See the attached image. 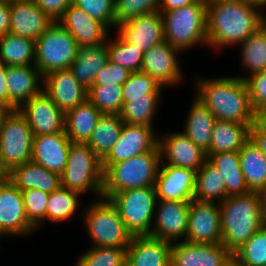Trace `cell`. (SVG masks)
Masks as SVG:
<instances>
[{
  "instance_id": "6da1fadb",
  "label": "cell",
  "mask_w": 266,
  "mask_h": 266,
  "mask_svg": "<svg viewBox=\"0 0 266 266\" xmlns=\"http://www.w3.org/2000/svg\"><path fill=\"white\" fill-rule=\"evenodd\" d=\"M263 17L259 7L241 0H207V46L243 43L262 27Z\"/></svg>"
},
{
  "instance_id": "7a4b0ae2",
  "label": "cell",
  "mask_w": 266,
  "mask_h": 266,
  "mask_svg": "<svg viewBox=\"0 0 266 266\" xmlns=\"http://www.w3.org/2000/svg\"><path fill=\"white\" fill-rule=\"evenodd\" d=\"M196 88L195 97L211 111L216 120L251 126L256 122V112L250 104L246 80L237 76L199 78Z\"/></svg>"
},
{
  "instance_id": "3957f363",
  "label": "cell",
  "mask_w": 266,
  "mask_h": 266,
  "mask_svg": "<svg viewBox=\"0 0 266 266\" xmlns=\"http://www.w3.org/2000/svg\"><path fill=\"white\" fill-rule=\"evenodd\" d=\"M220 222L221 243L233 254L264 226L258 193L228 196L220 203Z\"/></svg>"
},
{
  "instance_id": "277c9868",
  "label": "cell",
  "mask_w": 266,
  "mask_h": 266,
  "mask_svg": "<svg viewBox=\"0 0 266 266\" xmlns=\"http://www.w3.org/2000/svg\"><path fill=\"white\" fill-rule=\"evenodd\" d=\"M161 166L159 146L112 165H102V198L136 188L154 187Z\"/></svg>"
},
{
  "instance_id": "5b68a950",
  "label": "cell",
  "mask_w": 266,
  "mask_h": 266,
  "mask_svg": "<svg viewBox=\"0 0 266 266\" xmlns=\"http://www.w3.org/2000/svg\"><path fill=\"white\" fill-rule=\"evenodd\" d=\"M163 19L164 40L179 51L196 44L207 45V0L172 11H159Z\"/></svg>"
},
{
  "instance_id": "8992f818",
  "label": "cell",
  "mask_w": 266,
  "mask_h": 266,
  "mask_svg": "<svg viewBox=\"0 0 266 266\" xmlns=\"http://www.w3.org/2000/svg\"><path fill=\"white\" fill-rule=\"evenodd\" d=\"M84 226L93 247H128L132 234L126 229L117 208L109 199L95 200L85 210Z\"/></svg>"
},
{
  "instance_id": "52a82bcc",
  "label": "cell",
  "mask_w": 266,
  "mask_h": 266,
  "mask_svg": "<svg viewBox=\"0 0 266 266\" xmlns=\"http://www.w3.org/2000/svg\"><path fill=\"white\" fill-rule=\"evenodd\" d=\"M61 187L80 194L92 191L102 198L103 168L101 159L87 143H72L67 164L60 175Z\"/></svg>"
},
{
  "instance_id": "ba28073f",
  "label": "cell",
  "mask_w": 266,
  "mask_h": 266,
  "mask_svg": "<svg viewBox=\"0 0 266 266\" xmlns=\"http://www.w3.org/2000/svg\"><path fill=\"white\" fill-rule=\"evenodd\" d=\"M79 45L70 32L53 22L35 40V67L44 76L51 72L70 69Z\"/></svg>"
},
{
  "instance_id": "9c48e42d",
  "label": "cell",
  "mask_w": 266,
  "mask_h": 266,
  "mask_svg": "<svg viewBox=\"0 0 266 266\" xmlns=\"http://www.w3.org/2000/svg\"><path fill=\"white\" fill-rule=\"evenodd\" d=\"M109 200L117 208L132 236L151 234L157 201L154 187L122 191L112 195Z\"/></svg>"
},
{
  "instance_id": "30bf717a",
  "label": "cell",
  "mask_w": 266,
  "mask_h": 266,
  "mask_svg": "<svg viewBox=\"0 0 266 266\" xmlns=\"http://www.w3.org/2000/svg\"><path fill=\"white\" fill-rule=\"evenodd\" d=\"M34 133L25 116L18 110H9L0 125V158L10 172L31 161Z\"/></svg>"
},
{
  "instance_id": "8fae6325",
  "label": "cell",
  "mask_w": 266,
  "mask_h": 266,
  "mask_svg": "<svg viewBox=\"0 0 266 266\" xmlns=\"http://www.w3.org/2000/svg\"><path fill=\"white\" fill-rule=\"evenodd\" d=\"M185 241L220 244L222 231L220 204L192 199L189 205L188 228Z\"/></svg>"
},
{
  "instance_id": "7c38bea8",
  "label": "cell",
  "mask_w": 266,
  "mask_h": 266,
  "mask_svg": "<svg viewBox=\"0 0 266 266\" xmlns=\"http://www.w3.org/2000/svg\"><path fill=\"white\" fill-rule=\"evenodd\" d=\"M189 205L187 201L157 199L154 225L149 236L169 243L185 241L188 228ZM183 238V240H182Z\"/></svg>"
},
{
  "instance_id": "4fadbf2b",
  "label": "cell",
  "mask_w": 266,
  "mask_h": 266,
  "mask_svg": "<svg viewBox=\"0 0 266 266\" xmlns=\"http://www.w3.org/2000/svg\"><path fill=\"white\" fill-rule=\"evenodd\" d=\"M25 214L21 190L9 179L0 183V235H28L35 231Z\"/></svg>"
},
{
  "instance_id": "5bb4252c",
  "label": "cell",
  "mask_w": 266,
  "mask_h": 266,
  "mask_svg": "<svg viewBox=\"0 0 266 266\" xmlns=\"http://www.w3.org/2000/svg\"><path fill=\"white\" fill-rule=\"evenodd\" d=\"M18 110L25 116L34 136L65 133V113L44 91Z\"/></svg>"
},
{
  "instance_id": "9a60e30c",
  "label": "cell",
  "mask_w": 266,
  "mask_h": 266,
  "mask_svg": "<svg viewBox=\"0 0 266 266\" xmlns=\"http://www.w3.org/2000/svg\"><path fill=\"white\" fill-rule=\"evenodd\" d=\"M155 135L149 126L124 123L118 141L102 160V165H112L152 151L158 145L159 137Z\"/></svg>"
},
{
  "instance_id": "2e32d148",
  "label": "cell",
  "mask_w": 266,
  "mask_h": 266,
  "mask_svg": "<svg viewBox=\"0 0 266 266\" xmlns=\"http://www.w3.org/2000/svg\"><path fill=\"white\" fill-rule=\"evenodd\" d=\"M161 164L198 171L208 159L206 152L183 132L158 138ZM164 158L167 163L165 164ZM164 162V163H163Z\"/></svg>"
},
{
  "instance_id": "e0dca14e",
  "label": "cell",
  "mask_w": 266,
  "mask_h": 266,
  "mask_svg": "<svg viewBox=\"0 0 266 266\" xmlns=\"http://www.w3.org/2000/svg\"><path fill=\"white\" fill-rule=\"evenodd\" d=\"M179 52L166 41L151 47L144 53L141 72L150 75L162 86L179 84L183 75L177 59Z\"/></svg>"
},
{
  "instance_id": "ac0fdd59",
  "label": "cell",
  "mask_w": 266,
  "mask_h": 266,
  "mask_svg": "<svg viewBox=\"0 0 266 266\" xmlns=\"http://www.w3.org/2000/svg\"><path fill=\"white\" fill-rule=\"evenodd\" d=\"M43 91L64 113L87 100L88 89L73 75L70 69L58 70L44 76Z\"/></svg>"
},
{
  "instance_id": "d6986e66",
  "label": "cell",
  "mask_w": 266,
  "mask_h": 266,
  "mask_svg": "<svg viewBox=\"0 0 266 266\" xmlns=\"http://www.w3.org/2000/svg\"><path fill=\"white\" fill-rule=\"evenodd\" d=\"M232 255L220 244L172 243L170 266H221Z\"/></svg>"
},
{
  "instance_id": "ffe728a7",
  "label": "cell",
  "mask_w": 266,
  "mask_h": 266,
  "mask_svg": "<svg viewBox=\"0 0 266 266\" xmlns=\"http://www.w3.org/2000/svg\"><path fill=\"white\" fill-rule=\"evenodd\" d=\"M196 172L161 164L154 185L157 199L190 202L194 195Z\"/></svg>"
},
{
  "instance_id": "44dd1931",
  "label": "cell",
  "mask_w": 266,
  "mask_h": 266,
  "mask_svg": "<svg viewBox=\"0 0 266 266\" xmlns=\"http://www.w3.org/2000/svg\"><path fill=\"white\" fill-rule=\"evenodd\" d=\"M117 28V34L144 53L165 41L163 19L159 11L137 16Z\"/></svg>"
},
{
  "instance_id": "7402d4cb",
  "label": "cell",
  "mask_w": 266,
  "mask_h": 266,
  "mask_svg": "<svg viewBox=\"0 0 266 266\" xmlns=\"http://www.w3.org/2000/svg\"><path fill=\"white\" fill-rule=\"evenodd\" d=\"M5 81L9 110L19 109L32 97L43 92V86L40 85H43L44 77L35 66H6Z\"/></svg>"
},
{
  "instance_id": "603a6c76",
  "label": "cell",
  "mask_w": 266,
  "mask_h": 266,
  "mask_svg": "<svg viewBox=\"0 0 266 266\" xmlns=\"http://www.w3.org/2000/svg\"><path fill=\"white\" fill-rule=\"evenodd\" d=\"M57 22L70 32L79 47L102 43L109 36V30L101 22L73 3Z\"/></svg>"
},
{
  "instance_id": "cb8c5ba5",
  "label": "cell",
  "mask_w": 266,
  "mask_h": 266,
  "mask_svg": "<svg viewBox=\"0 0 266 266\" xmlns=\"http://www.w3.org/2000/svg\"><path fill=\"white\" fill-rule=\"evenodd\" d=\"M70 144L66 133L34 136L31 160L61 175L67 164Z\"/></svg>"
},
{
  "instance_id": "d4e9b609",
  "label": "cell",
  "mask_w": 266,
  "mask_h": 266,
  "mask_svg": "<svg viewBox=\"0 0 266 266\" xmlns=\"http://www.w3.org/2000/svg\"><path fill=\"white\" fill-rule=\"evenodd\" d=\"M10 17V33L34 41L53 23L35 1L10 2Z\"/></svg>"
},
{
  "instance_id": "484cf974",
  "label": "cell",
  "mask_w": 266,
  "mask_h": 266,
  "mask_svg": "<svg viewBox=\"0 0 266 266\" xmlns=\"http://www.w3.org/2000/svg\"><path fill=\"white\" fill-rule=\"evenodd\" d=\"M172 244L149 235L133 236L126 266H170Z\"/></svg>"
},
{
  "instance_id": "4316f807",
  "label": "cell",
  "mask_w": 266,
  "mask_h": 266,
  "mask_svg": "<svg viewBox=\"0 0 266 266\" xmlns=\"http://www.w3.org/2000/svg\"><path fill=\"white\" fill-rule=\"evenodd\" d=\"M9 180L21 191L37 189L48 194L61 186L60 175L32 160L13 168Z\"/></svg>"
},
{
  "instance_id": "83f0119b",
  "label": "cell",
  "mask_w": 266,
  "mask_h": 266,
  "mask_svg": "<svg viewBox=\"0 0 266 266\" xmlns=\"http://www.w3.org/2000/svg\"><path fill=\"white\" fill-rule=\"evenodd\" d=\"M107 39L96 45L80 46L76 58L70 66L74 77L87 89L96 78L97 73L108 61Z\"/></svg>"
},
{
  "instance_id": "f1b7e54d",
  "label": "cell",
  "mask_w": 266,
  "mask_h": 266,
  "mask_svg": "<svg viewBox=\"0 0 266 266\" xmlns=\"http://www.w3.org/2000/svg\"><path fill=\"white\" fill-rule=\"evenodd\" d=\"M250 127V124L215 120L207 157L221 152H239L250 139Z\"/></svg>"
},
{
  "instance_id": "f546056e",
  "label": "cell",
  "mask_w": 266,
  "mask_h": 266,
  "mask_svg": "<svg viewBox=\"0 0 266 266\" xmlns=\"http://www.w3.org/2000/svg\"><path fill=\"white\" fill-rule=\"evenodd\" d=\"M102 116L88 99L65 113V133L72 143H87Z\"/></svg>"
},
{
  "instance_id": "4dcf8cb0",
  "label": "cell",
  "mask_w": 266,
  "mask_h": 266,
  "mask_svg": "<svg viewBox=\"0 0 266 266\" xmlns=\"http://www.w3.org/2000/svg\"><path fill=\"white\" fill-rule=\"evenodd\" d=\"M184 130L182 131L194 144L207 152L211 144V136L215 116L196 97L192 101Z\"/></svg>"
},
{
  "instance_id": "1f68e13d",
  "label": "cell",
  "mask_w": 266,
  "mask_h": 266,
  "mask_svg": "<svg viewBox=\"0 0 266 266\" xmlns=\"http://www.w3.org/2000/svg\"><path fill=\"white\" fill-rule=\"evenodd\" d=\"M227 197L224 178H222L218 168L207 159L203 166L196 172L193 199L220 204Z\"/></svg>"
},
{
  "instance_id": "d6a6232c",
  "label": "cell",
  "mask_w": 266,
  "mask_h": 266,
  "mask_svg": "<svg viewBox=\"0 0 266 266\" xmlns=\"http://www.w3.org/2000/svg\"><path fill=\"white\" fill-rule=\"evenodd\" d=\"M123 126L124 122L119 114H102L99 118L87 144L101 161L118 141Z\"/></svg>"
},
{
  "instance_id": "836d02e7",
  "label": "cell",
  "mask_w": 266,
  "mask_h": 266,
  "mask_svg": "<svg viewBox=\"0 0 266 266\" xmlns=\"http://www.w3.org/2000/svg\"><path fill=\"white\" fill-rule=\"evenodd\" d=\"M240 165L250 192H258L266 185V156L249 139L241 150Z\"/></svg>"
},
{
  "instance_id": "e575fe53",
  "label": "cell",
  "mask_w": 266,
  "mask_h": 266,
  "mask_svg": "<svg viewBox=\"0 0 266 266\" xmlns=\"http://www.w3.org/2000/svg\"><path fill=\"white\" fill-rule=\"evenodd\" d=\"M208 159L218 168L224 178L227 196L250 193L244 180L238 152L212 154Z\"/></svg>"
},
{
  "instance_id": "d590c367",
  "label": "cell",
  "mask_w": 266,
  "mask_h": 266,
  "mask_svg": "<svg viewBox=\"0 0 266 266\" xmlns=\"http://www.w3.org/2000/svg\"><path fill=\"white\" fill-rule=\"evenodd\" d=\"M0 62L5 66H35V41L12 33L3 35Z\"/></svg>"
},
{
  "instance_id": "8d00e7d4",
  "label": "cell",
  "mask_w": 266,
  "mask_h": 266,
  "mask_svg": "<svg viewBox=\"0 0 266 266\" xmlns=\"http://www.w3.org/2000/svg\"><path fill=\"white\" fill-rule=\"evenodd\" d=\"M80 195L82 194L77 191L61 186L50 193L47 201L45 220L49 219L51 222H61L71 218L79 206Z\"/></svg>"
},
{
  "instance_id": "74e56055",
  "label": "cell",
  "mask_w": 266,
  "mask_h": 266,
  "mask_svg": "<svg viewBox=\"0 0 266 266\" xmlns=\"http://www.w3.org/2000/svg\"><path fill=\"white\" fill-rule=\"evenodd\" d=\"M241 45V58L250 75L266 69V30L261 27L251 34Z\"/></svg>"
},
{
  "instance_id": "f35d334b",
  "label": "cell",
  "mask_w": 266,
  "mask_h": 266,
  "mask_svg": "<svg viewBox=\"0 0 266 266\" xmlns=\"http://www.w3.org/2000/svg\"><path fill=\"white\" fill-rule=\"evenodd\" d=\"M160 98H130L124 101L120 117L124 123L153 128V117L158 112Z\"/></svg>"
},
{
  "instance_id": "ab89813d",
  "label": "cell",
  "mask_w": 266,
  "mask_h": 266,
  "mask_svg": "<svg viewBox=\"0 0 266 266\" xmlns=\"http://www.w3.org/2000/svg\"><path fill=\"white\" fill-rule=\"evenodd\" d=\"M87 99L102 114H120L123 107V86L117 84L92 85L88 89Z\"/></svg>"
},
{
  "instance_id": "60d3db41",
  "label": "cell",
  "mask_w": 266,
  "mask_h": 266,
  "mask_svg": "<svg viewBox=\"0 0 266 266\" xmlns=\"http://www.w3.org/2000/svg\"><path fill=\"white\" fill-rule=\"evenodd\" d=\"M109 61L127 68L130 72L141 71L144 52L126 42L119 34L117 39H107Z\"/></svg>"
},
{
  "instance_id": "b9f144b4",
  "label": "cell",
  "mask_w": 266,
  "mask_h": 266,
  "mask_svg": "<svg viewBox=\"0 0 266 266\" xmlns=\"http://www.w3.org/2000/svg\"><path fill=\"white\" fill-rule=\"evenodd\" d=\"M127 247H91L75 266H126Z\"/></svg>"
},
{
  "instance_id": "7bdbcfd3",
  "label": "cell",
  "mask_w": 266,
  "mask_h": 266,
  "mask_svg": "<svg viewBox=\"0 0 266 266\" xmlns=\"http://www.w3.org/2000/svg\"><path fill=\"white\" fill-rule=\"evenodd\" d=\"M123 86V101L130 98H160L162 85L150 75L139 72H131Z\"/></svg>"
},
{
  "instance_id": "ee69618b",
  "label": "cell",
  "mask_w": 266,
  "mask_h": 266,
  "mask_svg": "<svg viewBox=\"0 0 266 266\" xmlns=\"http://www.w3.org/2000/svg\"><path fill=\"white\" fill-rule=\"evenodd\" d=\"M233 255L243 266H266V226H262Z\"/></svg>"
},
{
  "instance_id": "f6af8a7d",
  "label": "cell",
  "mask_w": 266,
  "mask_h": 266,
  "mask_svg": "<svg viewBox=\"0 0 266 266\" xmlns=\"http://www.w3.org/2000/svg\"><path fill=\"white\" fill-rule=\"evenodd\" d=\"M161 0H114L115 27L137 16L159 11Z\"/></svg>"
},
{
  "instance_id": "bcb514c9",
  "label": "cell",
  "mask_w": 266,
  "mask_h": 266,
  "mask_svg": "<svg viewBox=\"0 0 266 266\" xmlns=\"http://www.w3.org/2000/svg\"><path fill=\"white\" fill-rule=\"evenodd\" d=\"M23 195L25 214L28 221L35 227H39L45 221L48 193L37 189L21 191Z\"/></svg>"
},
{
  "instance_id": "7dc6e473",
  "label": "cell",
  "mask_w": 266,
  "mask_h": 266,
  "mask_svg": "<svg viewBox=\"0 0 266 266\" xmlns=\"http://www.w3.org/2000/svg\"><path fill=\"white\" fill-rule=\"evenodd\" d=\"M108 30L115 27L114 0H73L72 2Z\"/></svg>"
},
{
  "instance_id": "c3c4849f",
  "label": "cell",
  "mask_w": 266,
  "mask_h": 266,
  "mask_svg": "<svg viewBox=\"0 0 266 266\" xmlns=\"http://www.w3.org/2000/svg\"><path fill=\"white\" fill-rule=\"evenodd\" d=\"M239 78L246 80L249 89L250 104L256 112L266 103V69L249 77Z\"/></svg>"
},
{
  "instance_id": "681fc988",
  "label": "cell",
  "mask_w": 266,
  "mask_h": 266,
  "mask_svg": "<svg viewBox=\"0 0 266 266\" xmlns=\"http://www.w3.org/2000/svg\"><path fill=\"white\" fill-rule=\"evenodd\" d=\"M131 72L118 64L107 61L106 65L97 73L93 85H123Z\"/></svg>"
},
{
  "instance_id": "f907efd6",
  "label": "cell",
  "mask_w": 266,
  "mask_h": 266,
  "mask_svg": "<svg viewBox=\"0 0 266 266\" xmlns=\"http://www.w3.org/2000/svg\"><path fill=\"white\" fill-rule=\"evenodd\" d=\"M73 0H35L37 6L53 21L57 22Z\"/></svg>"
},
{
  "instance_id": "816d5d0a",
  "label": "cell",
  "mask_w": 266,
  "mask_h": 266,
  "mask_svg": "<svg viewBox=\"0 0 266 266\" xmlns=\"http://www.w3.org/2000/svg\"><path fill=\"white\" fill-rule=\"evenodd\" d=\"M250 139L266 156V130L258 122L250 127Z\"/></svg>"
},
{
  "instance_id": "f5cc1de1",
  "label": "cell",
  "mask_w": 266,
  "mask_h": 266,
  "mask_svg": "<svg viewBox=\"0 0 266 266\" xmlns=\"http://www.w3.org/2000/svg\"><path fill=\"white\" fill-rule=\"evenodd\" d=\"M10 2L0 0V37L10 33Z\"/></svg>"
},
{
  "instance_id": "db71d44e",
  "label": "cell",
  "mask_w": 266,
  "mask_h": 266,
  "mask_svg": "<svg viewBox=\"0 0 266 266\" xmlns=\"http://www.w3.org/2000/svg\"><path fill=\"white\" fill-rule=\"evenodd\" d=\"M6 66L0 62V104L9 109V95L6 87Z\"/></svg>"
},
{
  "instance_id": "11a10c76",
  "label": "cell",
  "mask_w": 266,
  "mask_h": 266,
  "mask_svg": "<svg viewBox=\"0 0 266 266\" xmlns=\"http://www.w3.org/2000/svg\"><path fill=\"white\" fill-rule=\"evenodd\" d=\"M197 0H161L159 11H172L195 3Z\"/></svg>"
},
{
  "instance_id": "9f6ffc18",
  "label": "cell",
  "mask_w": 266,
  "mask_h": 266,
  "mask_svg": "<svg viewBox=\"0 0 266 266\" xmlns=\"http://www.w3.org/2000/svg\"><path fill=\"white\" fill-rule=\"evenodd\" d=\"M257 193L260 200L263 224L264 226H266V185L262 187Z\"/></svg>"
},
{
  "instance_id": "6f0895ef",
  "label": "cell",
  "mask_w": 266,
  "mask_h": 266,
  "mask_svg": "<svg viewBox=\"0 0 266 266\" xmlns=\"http://www.w3.org/2000/svg\"><path fill=\"white\" fill-rule=\"evenodd\" d=\"M221 266H243V264L232 254Z\"/></svg>"
},
{
  "instance_id": "680465c9",
  "label": "cell",
  "mask_w": 266,
  "mask_h": 266,
  "mask_svg": "<svg viewBox=\"0 0 266 266\" xmlns=\"http://www.w3.org/2000/svg\"><path fill=\"white\" fill-rule=\"evenodd\" d=\"M7 179H9V172L4 167L2 160L0 158V183L6 181Z\"/></svg>"
},
{
  "instance_id": "91938a15",
  "label": "cell",
  "mask_w": 266,
  "mask_h": 266,
  "mask_svg": "<svg viewBox=\"0 0 266 266\" xmlns=\"http://www.w3.org/2000/svg\"><path fill=\"white\" fill-rule=\"evenodd\" d=\"M256 120H266V103L256 111Z\"/></svg>"
},
{
  "instance_id": "94428289",
  "label": "cell",
  "mask_w": 266,
  "mask_h": 266,
  "mask_svg": "<svg viewBox=\"0 0 266 266\" xmlns=\"http://www.w3.org/2000/svg\"><path fill=\"white\" fill-rule=\"evenodd\" d=\"M252 5H255L259 8H264L266 6V0H241Z\"/></svg>"
},
{
  "instance_id": "6125c7cd",
  "label": "cell",
  "mask_w": 266,
  "mask_h": 266,
  "mask_svg": "<svg viewBox=\"0 0 266 266\" xmlns=\"http://www.w3.org/2000/svg\"><path fill=\"white\" fill-rule=\"evenodd\" d=\"M9 111L8 108H6L4 105L0 104V125L2 122L3 117L5 116V114Z\"/></svg>"
},
{
  "instance_id": "be15d7a7",
  "label": "cell",
  "mask_w": 266,
  "mask_h": 266,
  "mask_svg": "<svg viewBox=\"0 0 266 266\" xmlns=\"http://www.w3.org/2000/svg\"><path fill=\"white\" fill-rule=\"evenodd\" d=\"M266 130V120H256Z\"/></svg>"
},
{
  "instance_id": "e7e4bbea",
  "label": "cell",
  "mask_w": 266,
  "mask_h": 266,
  "mask_svg": "<svg viewBox=\"0 0 266 266\" xmlns=\"http://www.w3.org/2000/svg\"><path fill=\"white\" fill-rule=\"evenodd\" d=\"M9 2H30L35 0H8Z\"/></svg>"
},
{
  "instance_id": "03108f58",
  "label": "cell",
  "mask_w": 266,
  "mask_h": 266,
  "mask_svg": "<svg viewBox=\"0 0 266 266\" xmlns=\"http://www.w3.org/2000/svg\"><path fill=\"white\" fill-rule=\"evenodd\" d=\"M262 27L266 30V16L263 17Z\"/></svg>"
}]
</instances>
